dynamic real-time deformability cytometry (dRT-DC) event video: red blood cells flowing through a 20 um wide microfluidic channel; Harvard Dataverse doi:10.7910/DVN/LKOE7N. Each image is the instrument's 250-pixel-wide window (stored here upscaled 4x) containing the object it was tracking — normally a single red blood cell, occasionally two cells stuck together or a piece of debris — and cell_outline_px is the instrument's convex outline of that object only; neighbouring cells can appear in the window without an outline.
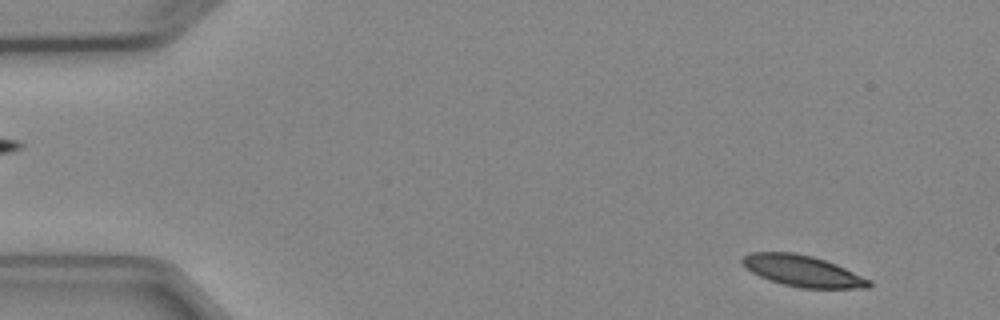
{"species": "Egyptian fruit bat (a non-hibernating species)", "species_latin": "Rousettus aegyptiacus", "temperature_condition": "cold", "stored_images_in_passage": 3, "camera_frame_rate_fps": 3000, "um_per_image_px": 0.085, "animal": {"sex": "female"}, "frame": {"image": 1, "passage_image": 1, "time_ms": 0.0, "image_size_px": [1000, 320], "cell_outline_px": [[872, 284], [868, 288], [800, 288], [784, 284], [760, 276], [752, 272], [740, 260], [744, 256], [752, 252], [796, 252], [812, 256], [836, 264], [872, 280]], "centroid_in_image_um": [68.26, 23.03], "position_along_channel_um": 16.7, "area_um2": 22.83}}
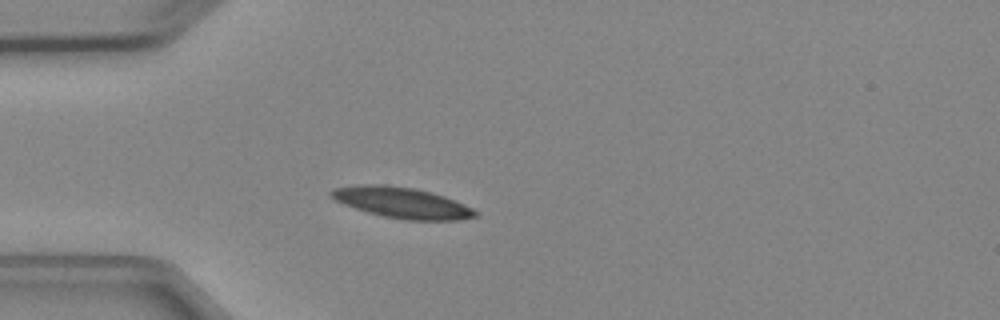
{"frame": {"image": 2, "passage_image": 3, "time_ms": 3.333, "image_size_px": [1000, 320], "cell_outline_px": [[480, 216], [460, 220], [408, 220], [384, 216], [368, 212], [344, 204], [336, 200], [328, 192], [332, 188], [356, 184], [384, 184], [412, 188], [432, 192], [444, 196], [464, 204], [480, 212]], "centroid_in_image_um": [34.19, 17.22], "position_along_channel_um": 50.8, "area_um2": 25.95}}